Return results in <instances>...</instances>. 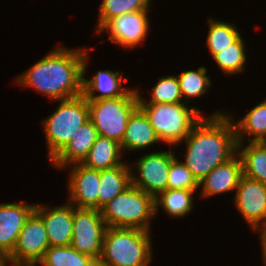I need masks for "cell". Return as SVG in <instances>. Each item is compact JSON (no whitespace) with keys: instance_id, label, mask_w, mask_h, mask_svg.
Instances as JSON below:
<instances>
[{"instance_id":"5bb4252c","label":"cell","mask_w":266,"mask_h":266,"mask_svg":"<svg viewBox=\"0 0 266 266\" xmlns=\"http://www.w3.org/2000/svg\"><path fill=\"white\" fill-rule=\"evenodd\" d=\"M36 204L35 212L42 218L49 246H70L73 233V205L69 202L56 207Z\"/></svg>"},{"instance_id":"d6986e66","label":"cell","mask_w":266,"mask_h":266,"mask_svg":"<svg viewBox=\"0 0 266 266\" xmlns=\"http://www.w3.org/2000/svg\"><path fill=\"white\" fill-rule=\"evenodd\" d=\"M161 143L145 113L138 107L130 116L120 144L124 151L134 152Z\"/></svg>"},{"instance_id":"ac0fdd59","label":"cell","mask_w":266,"mask_h":266,"mask_svg":"<svg viewBox=\"0 0 266 266\" xmlns=\"http://www.w3.org/2000/svg\"><path fill=\"white\" fill-rule=\"evenodd\" d=\"M98 136L97 130L89 119L77 129L71 141L49 162L50 165L57 170H67L65 167L71 164L82 163Z\"/></svg>"},{"instance_id":"2e32d148","label":"cell","mask_w":266,"mask_h":266,"mask_svg":"<svg viewBox=\"0 0 266 266\" xmlns=\"http://www.w3.org/2000/svg\"><path fill=\"white\" fill-rule=\"evenodd\" d=\"M242 176L243 170L241 159L236 153L231 159L215 167L198 182V190H201V198L208 199L215 195L231 191L235 192Z\"/></svg>"},{"instance_id":"1f68e13d","label":"cell","mask_w":266,"mask_h":266,"mask_svg":"<svg viewBox=\"0 0 266 266\" xmlns=\"http://www.w3.org/2000/svg\"><path fill=\"white\" fill-rule=\"evenodd\" d=\"M52 266H64L66 262V246H50L42 259Z\"/></svg>"},{"instance_id":"6da1fadb","label":"cell","mask_w":266,"mask_h":266,"mask_svg":"<svg viewBox=\"0 0 266 266\" xmlns=\"http://www.w3.org/2000/svg\"><path fill=\"white\" fill-rule=\"evenodd\" d=\"M82 48V49H81ZM63 45L50 50L14 80L24 88H33L51 101L78 97L83 93V58L88 50Z\"/></svg>"},{"instance_id":"f546056e","label":"cell","mask_w":266,"mask_h":266,"mask_svg":"<svg viewBox=\"0 0 266 266\" xmlns=\"http://www.w3.org/2000/svg\"><path fill=\"white\" fill-rule=\"evenodd\" d=\"M198 182L181 159L175 156L169 166L167 189L198 190Z\"/></svg>"},{"instance_id":"4fadbf2b","label":"cell","mask_w":266,"mask_h":266,"mask_svg":"<svg viewBox=\"0 0 266 266\" xmlns=\"http://www.w3.org/2000/svg\"><path fill=\"white\" fill-rule=\"evenodd\" d=\"M68 168V202L76 208L97 209L100 171L91 169L82 163L71 164Z\"/></svg>"},{"instance_id":"44dd1931","label":"cell","mask_w":266,"mask_h":266,"mask_svg":"<svg viewBox=\"0 0 266 266\" xmlns=\"http://www.w3.org/2000/svg\"><path fill=\"white\" fill-rule=\"evenodd\" d=\"M130 171L128 161H125L122 165L100 171L97 210H100L105 204L132 185Z\"/></svg>"},{"instance_id":"4dcf8cb0","label":"cell","mask_w":266,"mask_h":266,"mask_svg":"<svg viewBox=\"0 0 266 266\" xmlns=\"http://www.w3.org/2000/svg\"><path fill=\"white\" fill-rule=\"evenodd\" d=\"M64 266H98V260L66 246V262Z\"/></svg>"},{"instance_id":"9c48e42d","label":"cell","mask_w":266,"mask_h":266,"mask_svg":"<svg viewBox=\"0 0 266 266\" xmlns=\"http://www.w3.org/2000/svg\"><path fill=\"white\" fill-rule=\"evenodd\" d=\"M106 228L100 210L76 208L73 205V233L70 246L98 260Z\"/></svg>"},{"instance_id":"ba28073f","label":"cell","mask_w":266,"mask_h":266,"mask_svg":"<svg viewBox=\"0 0 266 266\" xmlns=\"http://www.w3.org/2000/svg\"><path fill=\"white\" fill-rule=\"evenodd\" d=\"M173 149L175 148H172L173 152L169 149L142 154L136 159V166L129 164L132 185L154 198L160 192L165 191L167 189L169 166L176 156ZM134 169L136 171H133Z\"/></svg>"},{"instance_id":"836d02e7","label":"cell","mask_w":266,"mask_h":266,"mask_svg":"<svg viewBox=\"0 0 266 266\" xmlns=\"http://www.w3.org/2000/svg\"><path fill=\"white\" fill-rule=\"evenodd\" d=\"M0 266H10L8 257L0 250Z\"/></svg>"},{"instance_id":"d4e9b609","label":"cell","mask_w":266,"mask_h":266,"mask_svg":"<svg viewBox=\"0 0 266 266\" xmlns=\"http://www.w3.org/2000/svg\"><path fill=\"white\" fill-rule=\"evenodd\" d=\"M207 23L206 45L212 57L222 49L231 46L242 36L238 31V26L234 23L217 20L213 17L207 19Z\"/></svg>"},{"instance_id":"8992f818","label":"cell","mask_w":266,"mask_h":266,"mask_svg":"<svg viewBox=\"0 0 266 266\" xmlns=\"http://www.w3.org/2000/svg\"><path fill=\"white\" fill-rule=\"evenodd\" d=\"M58 102V107L41 123L49 161L71 141L77 129L89 120V107L83 95Z\"/></svg>"},{"instance_id":"7c38bea8","label":"cell","mask_w":266,"mask_h":266,"mask_svg":"<svg viewBox=\"0 0 266 266\" xmlns=\"http://www.w3.org/2000/svg\"><path fill=\"white\" fill-rule=\"evenodd\" d=\"M233 203L250 231L266 228V184L241 177L233 197Z\"/></svg>"},{"instance_id":"3957f363","label":"cell","mask_w":266,"mask_h":266,"mask_svg":"<svg viewBox=\"0 0 266 266\" xmlns=\"http://www.w3.org/2000/svg\"><path fill=\"white\" fill-rule=\"evenodd\" d=\"M151 232L107 227L98 266H148L153 260Z\"/></svg>"},{"instance_id":"ffe728a7","label":"cell","mask_w":266,"mask_h":266,"mask_svg":"<svg viewBox=\"0 0 266 266\" xmlns=\"http://www.w3.org/2000/svg\"><path fill=\"white\" fill-rule=\"evenodd\" d=\"M228 115L235 127L237 143H245L246 139L248 143L266 142V98L238 120H235L236 115Z\"/></svg>"},{"instance_id":"7402d4cb","label":"cell","mask_w":266,"mask_h":266,"mask_svg":"<svg viewBox=\"0 0 266 266\" xmlns=\"http://www.w3.org/2000/svg\"><path fill=\"white\" fill-rule=\"evenodd\" d=\"M122 155L120 143L113 139L98 136L82 164L99 171L110 169L125 162Z\"/></svg>"},{"instance_id":"484cf974","label":"cell","mask_w":266,"mask_h":266,"mask_svg":"<svg viewBox=\"0 0 266 266\" xmlns=\"http://www.w3.org/2000/svg\"><path fill=\"white\" fill-rule=\"evenodd\" d=\"M241 36L231 46L216 53L212 59L226 76H234L245 72L247 59L246 43Z\"/></svg>"},{"instance_id":"8fae6325","label":"cell","mask_w":266,"mask_h":266,"mask_svg":"<svg viewBox=\"0 0 266 266\" xmlns=\"http://www.w3.org/2000/svg\"><path fill=\"white\" fill-rule=\"evenodd\" d=\"M149 11L142 10L138 12L126 13L109 20L98 32L108 33L107 41H111L118 47L135 49L142 46L150 32Z\"/></svg>"},{"instance_id":"4316f807","label":"cell","mask_w":266,"mask_h":266,"mask_svg":"<svg viewBox=\"0 0 266 266\" xmlns=\"http://www.w3.org/2000/svg\"><path fill=\"white\" fill-rule=\"evenodd\" d=\"M208 69L200 66L196 70H185L178 74V82L184 103H191L192 98H200L210 91L212 80L207 75Z\"/></svg>"},{"instance_id":"52a82bcc","label":"cell","mask_w":266,"mask_h":266,"mask_svg":"<svg viewBox=\"0 0 266 266\" xmlns=\"http://www.w3.org/2000/svg\"><path fill=\"white\" fill-rule=\"evenodd\" d=\"M89 119L99 136L113 139L121 144L128 120L138 108L137 88L116 98L87 100Z\"/></svg>"},{"instance_id":"e0dca14e","label":"cell","mask_w":266,"mask_h":266,"mask_svg":"<svg viewBox=\"0 0 266 266\" xmlns=\"http://www.w3.org/2000/svg\"><path fill=\"white\" fill-rule=\"evenodd\" d=\"M34 203H0V250L9 255L16 244L26 219L35 210Z\"/></svg>"},{"instance_id":"d6a6232c","label":"cell","mask_w":266,"mask_h":266,"mask_svg":"<svg viewBox=\"0 0 266 266\" xmlns=\"http://www.w3.org/2000/svg\"><path fill=\"white\" fill-rule=\"evenodd\" d=\"M259 233V239L260 240V245H261V255H262V261L263 264L266 266V228L257 230Z\"/></svg>"},{"instance_id":"7a4b0ae2","label":"cell","mask_w":266,"mask_h":266,"mask_svg":"<svg viewBox=\"0 0 266 266\" xmlns=\"http://www.w3.org/2000/svg\"><path fill=\"white\" fill-rule=\"evenodd\" d=\"M222 110L204 115L181 142L186 144L182 162L197 182L237 153L235 127L228 115L230 111Z\"/></svg>"},{"instance_id":"f1b7e54d","label":"cell","mask_w":266,"mask_h":266,"mask_svg":"<svg viewBox=\"0 0 266 266\" xmlns=\"http://www.w3.org/2000/svg\"><path fill=\"white\" fill-rule=\"evenodd\" d=\"M138 103H180L183 102L177 75H167L158 78L152 87L149 101L137 89Z\"/></svg>"},{"instance_id":"e575fe53","label":"cell","mask_w":266,"mask_h":266,"mask_svg":"<svg viewBox=\"0 0 266 266\" xmlns=\"http://www.w3.org/2000/svg\"><path fill=\"white\" fill-rule=\"evenodd\" d=\"M39 263H40V265H42V266H52V265H48V264H46L43 260H39V261H37V262H34V263H32L30 266H37Z\"/></svg>"},{"instance_id":"603a6c76","label":"cell","mask_w":266,"mask_h":266,"mask_svg":"<svg viewBox=\"0 0 266 266\" xmlns=\"http://www.w3.org/2000/svg\"><path fill=\"white\" fill-rule=\"evenodd\" d=\"M198 190L166 189L154 198L155 216L159 207L170 218H182L191 213L194 208V196Z\"/></svg>"},{"instance_id":"277c9868","label":"cell","mask_w":266,"mask_h":266,"mask_svg":"<svg viewBox=\"0 0 266 266\" xmlns=\"http://www.w3.org/2000/svg\"><path fill=\"white\" fill-rule=\"evenodd\" d=\"M155 130L160 142L177 148L189 135L204 113L187 103H138Z\"/></svg>"},{"instance_id":"9a60e30c","label":"cell","mask_w":266,"mask_h":266,"mask_svg":"<svg viewBox=\"0 0 266 266\" xmlns=\"http://www.w3.org/2000/svg\"><path fill=\"white\" fill-rule=\"evenodd\" d=\"M89 50L83 58V93L87 100L116 98L125 95L131 88H126L123 81H127L121 72L113 70H99L89 78L85 76L88 67Z\"/></svg>"},{"instance_id":"cb8c5ba5","label":"cell","mask_w":266,"mask_h":266,"mask_svg":"<svg viewBox=\"0 0 266 266\" xmlns=\"http://www.w3.org/2000/svg\"><path fill=\"white\" fill-rule=\"evenodd\" d=\"M243 175L266 184V142L237 143Z\"/></svg>"},{"instance_id":"30bf717a","label":"cell","mask_w":266,"mask_h":266,"mask_svg":"<svg viewBox=\"0 0 266 266\" xmlns=\"http://www.w3.org/2000/svg\"><path fill=\"white\" fill-rule=\"evenodd\" d=\"M42 218L33 211L26 219L13 251L7 256L10 266H30L42 260L49 248Z\"/></svg>"},{"instance_id":"83f0119b","label":"cell","mask_w":266,"mask_h":266,"mask_svg":"<svg viewBox=\"0 0 266 266\" xmlns=\"http://www.w3.org/2000/svg\"><path fill=\"white\" fill-rule=\"evenodd\" d=\"M151 0H101L95 33L111 19L126 13L149 10Z\"/></svg>"},{"instance_id":"5b68a950","label":"cell","mask_w":266,"mask_h":266,"mask_svg":"<svg viewBox=\"0 0 266 266\" xmlns=\"http://www.w3.org/2000/svg\"><path fill=\"white\" fill-rule=\"evenodd\" d=\"M107 227L136 228L151 232L154 197L130 185L100 209Z\"/></svg>"}]
</instances>
